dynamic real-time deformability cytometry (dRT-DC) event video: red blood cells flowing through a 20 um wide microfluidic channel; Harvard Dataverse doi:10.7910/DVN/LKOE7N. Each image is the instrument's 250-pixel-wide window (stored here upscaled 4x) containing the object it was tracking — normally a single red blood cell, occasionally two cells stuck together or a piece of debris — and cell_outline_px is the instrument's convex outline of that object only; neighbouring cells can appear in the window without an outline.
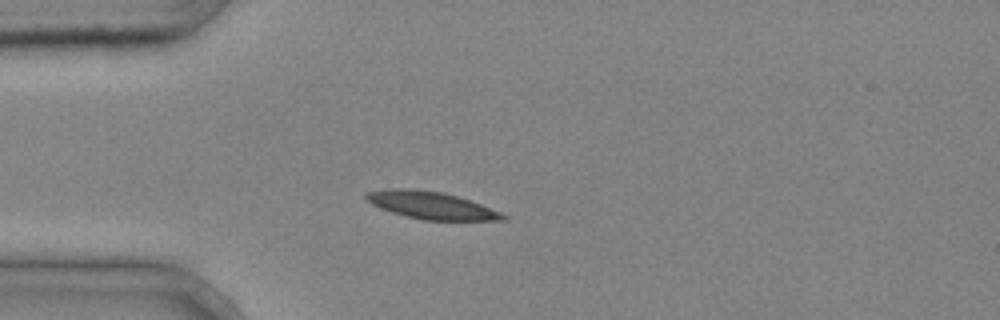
{"species": "common noctule bat (a hibernating species)", "species_latin": "Nyctalus noctula", "temperature_condition": "cold", "stored_images_in_passage": 34, "camera_frame_rate_fps": 3000, "um_per_image_px": 0.085, "animal": {"sex": "male", "body_mass_g": 20.4}, "frame": {"image": 1, "passage_image": 4, "time_ms": 1.0, "image_size_px": [1000, 320], "cell_outline_px": [[508, 220], [424, 220], [392, 212], [380, 208], [372, 204], [364, 196], [368, 192], [384, 188], [408, 188], [440, 192], [456, 196], [480, 204], [500, 212], [508, 216]], "centroid_in_image_um": [36.64, 17.45], "position_along_channel_um": 48.4, "area_um2": 21.5}}
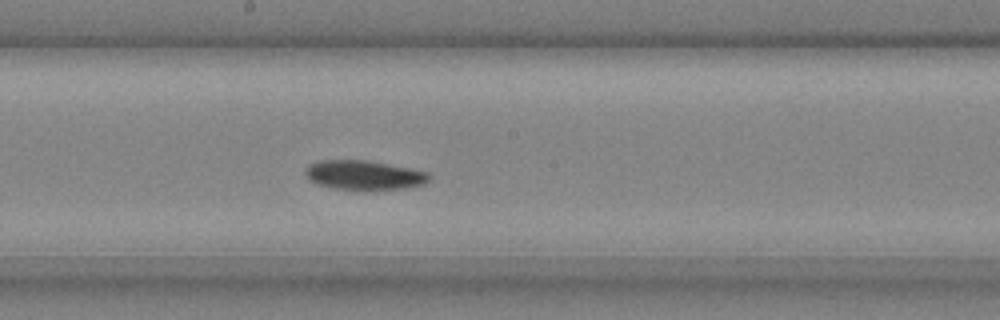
{"frame": {"image": 2, "passage_image": 16, "time_ms": 5.0, "image_size_px": [1000, 320], "cell_outline_px": [[432, 176], [424, 184], [404, 188], [336, 188], [316, 184], [308, 180], [304, 172], [308, 164], [320, 160], [364, 160], [388, 164], [428, 172]], "centroid_in_image_um": [30.9, 14.85], "position_along_channel_um": 217.3, "area_um2": 20.69}}
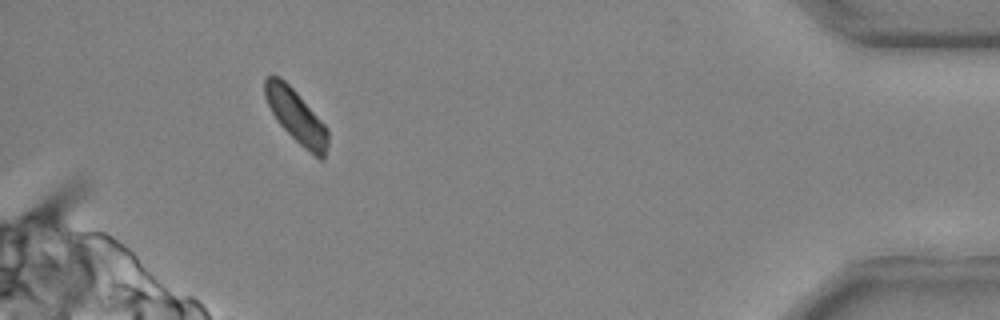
{"frame": {"image": 3, "passage_image": 32, "time_ms": 10.333, "image_size_px": [1000, 320], "cell_outline_px": [[328, 148], [324, 160], [320, 160], [304, 148], [276, 120], [264, 96], [264, 80], [272, 72], [280, 76], [296, 92], [328, 128]], "centroid_in_image_um": [25.18, 9.87], "position_along_channel_um": 410.0, "area_um2": 19.54}}